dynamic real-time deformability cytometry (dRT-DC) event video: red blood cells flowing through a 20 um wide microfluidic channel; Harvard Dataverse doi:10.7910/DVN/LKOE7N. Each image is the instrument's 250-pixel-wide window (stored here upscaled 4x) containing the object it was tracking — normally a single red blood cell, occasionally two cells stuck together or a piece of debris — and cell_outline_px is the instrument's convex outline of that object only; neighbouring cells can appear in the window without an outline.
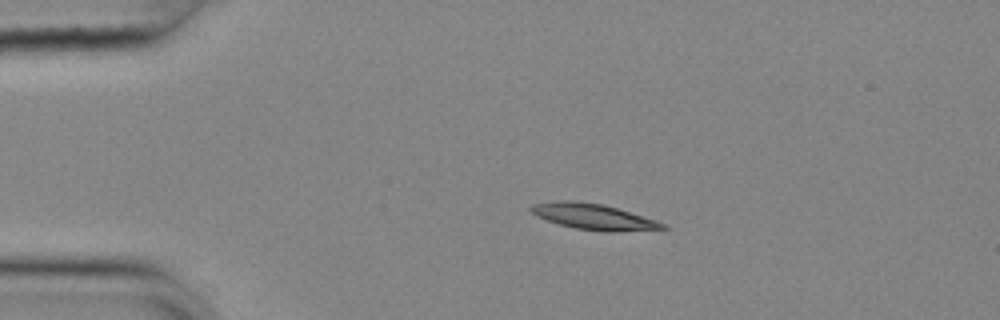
{"species": "common noctule bat (a hibernating species)", "species_latin": "Nyctalus noctula", "temperature_condition": "cold", "stored_images_in_passage": 45, "camera_frame_rate_fps": 3000, "um_per_image_px": 0.085, "animal": {"sex": "female", "body_mass_g": 25.1}, "frame": {"image": 1, "passage_image": 1, "time_ms": 0.0, "image_size_px": [1000, 320], "cell_outline_px": [[672, 228], [616, 232], [604, 232], [576, 228], [560, 224], [536, 216], [528, 208], [532, 204], [564, 200], [604, 204], [656, 220], [668, 224]], "centroid_in_image_um": [50.51, 18.43], "position_along_channel_um": 34.5, "area_um2": 19.77}}
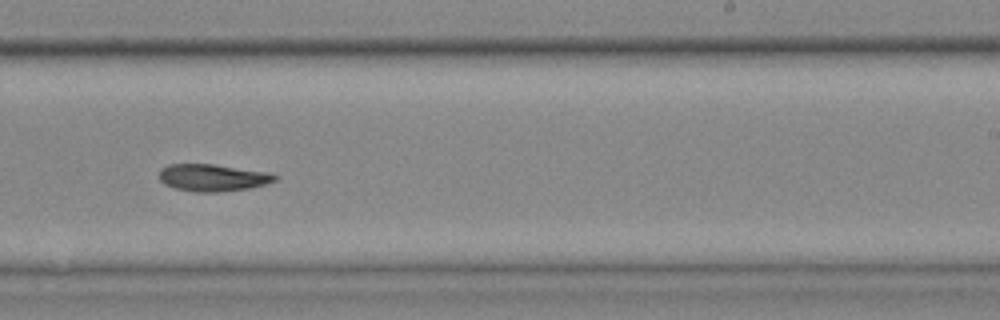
{"frame": {"image": 2, "passage_image": 24, "time_ms": 7.667, "image_size_px": [1000, 320], "cell_outline_px": [[276, 180], [264, 184], [248, 188], [220, 192], [196, 192], [176, 188], [164, 184], [160, 180], [160, 168], [168, 164], [212, 164], [268, 172], [276, 176]], "centroid_in_image_um": [18.04, 15.1], "position_along_channel_um": 271.0, "area_um2": 18.09}}
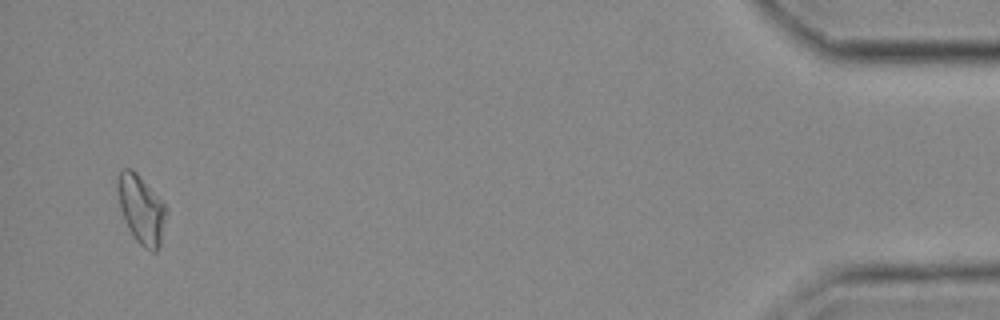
{"frame": {"image": 3, "passage_image": 43, "time_ms": 14.0, "image_size_px": [1000, 320], "cell_outline_px": [[168, 212], [160, 244], [156, 252], [152, 252], [144, 248], [136, 240], [128, 228], [124, 220], [120, 208], [116, 184], [120, 172], [124, 168], [132, 168], [136, 172], [168, 208]], "centroid_in_image_um": [12.02, 17.81], "position_along_channel_um": 423.2, "area_um2": 19.42}, "authors_computed_cell_mechanics": {"area_um2": 18.5538, "velocity_mm_per_s": 3.6609, "shape_relaxation_time_tau1_ms": 7.6709, "shape_relaxation_time_tau2_ms": null, "deformation_change_tau1": 0.1429, "deformation_change_tau2": null}}